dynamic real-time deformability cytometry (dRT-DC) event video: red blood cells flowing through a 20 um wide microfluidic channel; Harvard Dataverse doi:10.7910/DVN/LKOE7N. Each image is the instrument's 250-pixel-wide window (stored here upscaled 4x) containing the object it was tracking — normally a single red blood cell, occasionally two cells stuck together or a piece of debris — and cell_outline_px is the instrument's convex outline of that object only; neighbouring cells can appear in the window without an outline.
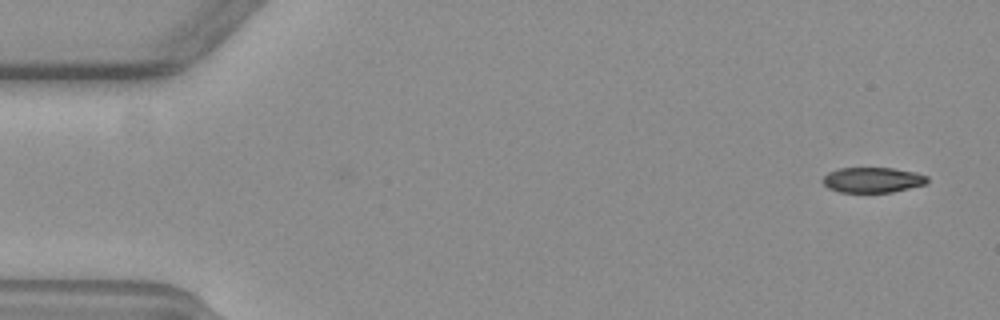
{"species": "common noctule bat (a hibernating species)", "species_latin": "Nyctalus noctula", "temperature_condition": "warm", "stored_images_in_passage": 5, "camera_frame_rate_fps": 3000, "um_per_image_px": 0.085, "animal": {"sex": "female", "body_mass_g": 19.3, "forearm_length_mm": 54.1}, "frame": {"image": 1, "passage_image": 2, "time_ms": 0.333, "image_size_px": [1000, 320], "cell_outline_px": [[928, 180], [924, 184], [892, 192], [840, 192], [828, 188], [820, 180], [828, 172], [836, 168], [892, 168], [916, 172], [928, 176]], "centroid_in_image_um": [74.13, 15.28], "position_along_channel_um": 10.9, "area_um2": 15.43}}